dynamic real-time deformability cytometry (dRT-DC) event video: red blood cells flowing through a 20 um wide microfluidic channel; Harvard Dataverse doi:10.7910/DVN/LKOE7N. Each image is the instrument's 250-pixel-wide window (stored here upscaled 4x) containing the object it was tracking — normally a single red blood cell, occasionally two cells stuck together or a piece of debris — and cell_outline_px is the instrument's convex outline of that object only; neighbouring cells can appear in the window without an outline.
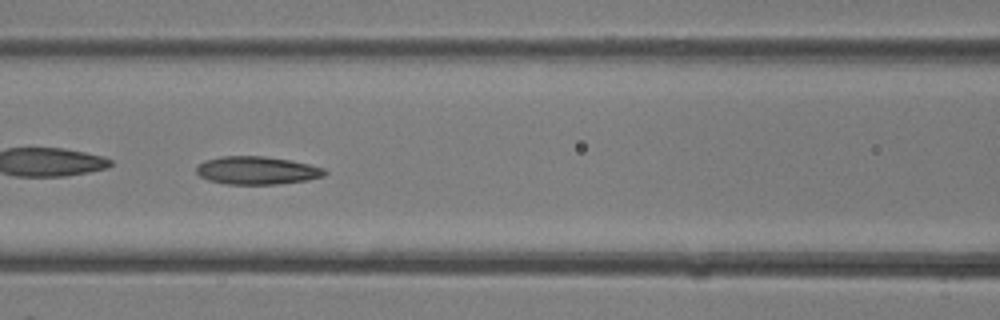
{"species": "common noctule bat (a hibernating species)", "species_latin": "Nyctalus noctula", "temperature_condition": "room temperature", "stored_images_in_passage": 34, "camera_frame_rate_fps": 3000, "um_per_image_px": 0.085, "animal": {"sex": "female"}, "frame": {"image": 1, "passage_image": 15, "time_ms": 4.667, "image_size_px": [1000, 320], "cell_outline_px": [[328, 172], [324, 176], [308, 180], [276, 184], [224, 184], [208, 180], [200, 176], [196, 172], [196, 168], [204, 160], [220, 156], [264, 156], [288, 160], [308, 164], [324, 168]], "centroid_in_image_um": [21.83, 14.49], "position_along_channel_um": 144.8, "area_um2": 20.92}}